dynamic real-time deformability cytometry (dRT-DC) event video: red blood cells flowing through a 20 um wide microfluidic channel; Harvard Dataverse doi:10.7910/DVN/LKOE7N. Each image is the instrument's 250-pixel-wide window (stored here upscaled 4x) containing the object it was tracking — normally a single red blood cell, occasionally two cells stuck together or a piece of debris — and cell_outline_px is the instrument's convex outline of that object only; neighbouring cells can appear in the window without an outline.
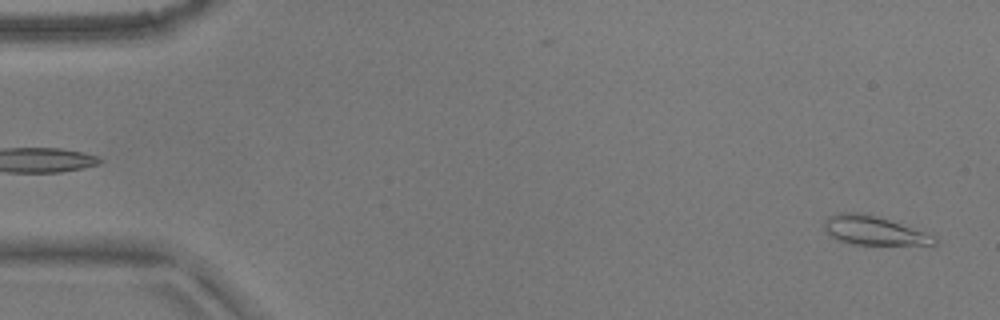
{"species": "common noctule bat (a hibernating species)", "species_latin": "Nyctalus noctula", "temperature_condition": "warm", "stored_images_in_passage": 54, "camera_frame_rate_fps": 3000, "um_per_image_px": 0.085, "animal": {"sex": "male", "body_mass_g": 17.9}, "frame": {"image": 1, "passage_image": 2, "time_ms": 0.333, "image_size_px": [1000, 320], "cell_outline_px": [[936, 244], [852, 244], [836, 240], [824, 228], [824, 220], [828, 216], [840, 212], [860, 212], [876, 216], [924, 232], [932, 236], [936, 240]], "centroid_in_image_um": [74.17, 19.58], "position_along_channel_um": 10.8, "area_um2": 18.03}}
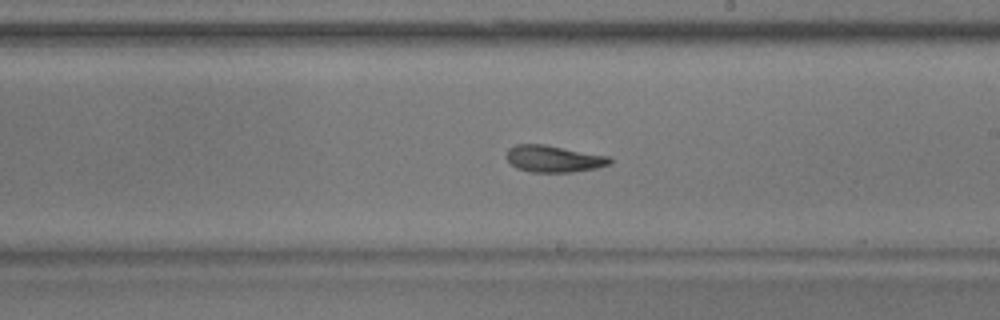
{"frame": {"image": 2, "passage_image": 31, "time_ms": 10.0, "image_size_px": [1000, 320], "cell_outline_px": [[612, 164], [596, 168], [572, 172], [532, 172], [516, 168], [508, 160], [508, 148], [516, 144], [544, 144], [612, 156]], "centroid_in_image_um": [47.13, 13.49], "position_along_channel_um": 241.9, "area_um2": 16.24}}
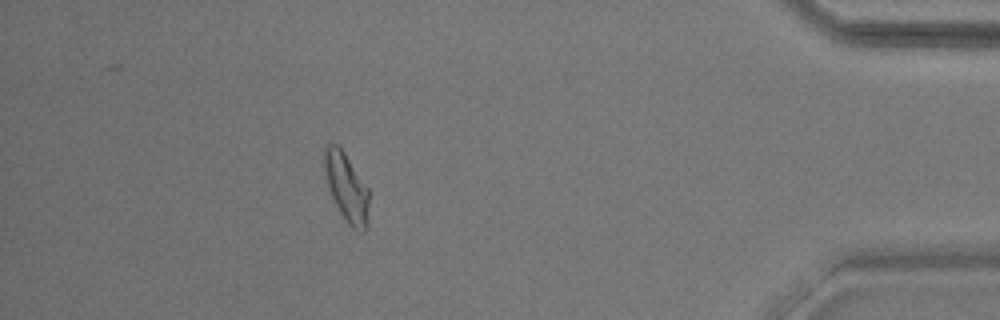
{"frame": {"image": 3, "passage_image": 48, "time_ms": 15.667, "image_size_px": [1000, 320], "cell_outline_px": [[368, 220], [364, 232], [360, 232], [352, 228], [344, 220], [332, 200], [324, 176], [324, 148], [328, 144], [336, 144], [344, 152], [368, 188]], "centroid_in_image_um": [29.43, 15.96], "position_along_channel_um": 405.8, "area_um2": 17.98}, "authors_computed_cell_mechanics": {"area_um2": 17.0799, "velocity_mm_per_s": 3.7337, "shape_relaxation_time_tau1_ms": 9.2026, "shape_relaxation_time_tau2_ms": 3.3057, "deformation_change_tau1": 0.2118, "deformation_change_tau2": 0.1111}}